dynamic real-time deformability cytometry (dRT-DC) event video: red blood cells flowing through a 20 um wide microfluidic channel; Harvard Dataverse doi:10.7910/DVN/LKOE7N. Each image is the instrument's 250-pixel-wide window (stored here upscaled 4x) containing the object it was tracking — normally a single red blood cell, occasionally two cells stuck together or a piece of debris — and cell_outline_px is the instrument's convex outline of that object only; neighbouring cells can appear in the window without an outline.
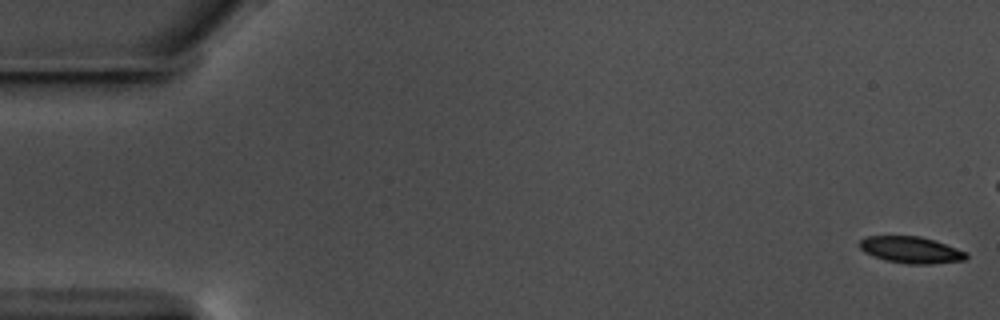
{"species": "common noctule bat (a hibernating species)", "species_latin": "Nyctalus noctula", "temperature_condition": "warm", "stored_images_in_passage": 59, "camera_frame_rate_fps": 3000, "um_per_image_px": 0.085, "animal": {"sex": "male", "body_mass_g": 17.5, "forearm_length_mm": 52.3}, "frame": {"image": 1, "passage_image": 1, "time_ms": 0.0, "image_size_px": [1000, 320], "cell_outline_px": [[968, 256], [964, 260], [932, 264], [908, 264], [888, 260], [872, 256], [864, 252], [860, 248], [860, 240], [868, 236], [920, 236], [968, 252]], "centroid_in_image_um": [77.43, 21.24], "position_along_channel_um": 7.6, "area_um2": 16.36}}
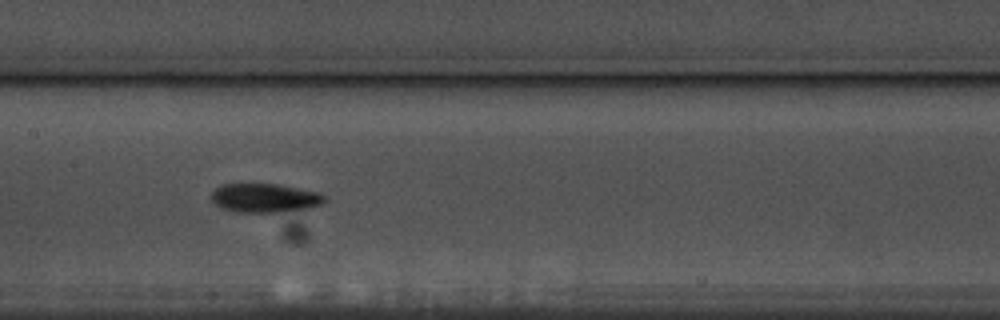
{"frame": {"image": 2, "passage_image": 29, "time_ms": 9.333, "image_size_px": [1000, 320], "cell_outline_px": [[324, 200], [320, 204], [308, 208], [272, 212], [236, 212], [220, 208], [212, 200], [212, 192], [220, 184], [276, 184], [320, 192], [324, 196]], "centroid_in_image_um": [22.46, 16.82], "position_along_channel_um": 184.9, "area_um2": 18.84}}
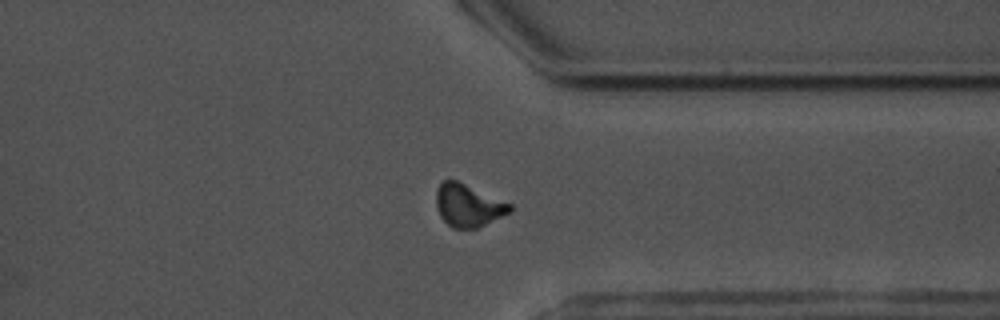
{"frame": {"image": 3, "passage_image": 45, "time_ms": 14.667, "image_size_px": [1000, 320], "cell_outline_px": [[512, 212], [476, 228], [452, 228], [440, 216], [436, 204], [436, 188], [444, 180], [456, 180], [512, 204]], "centroid_in_image_um": [39.8, 17.46], "position_along_channel_um": 371.6, "area_um2": 18.15}, "authors_computed_cell_mechanics": {"area_um2": 17.6868, "velocity_mm_per_s": 3.5421, "shape_relaxation_time_tau1_ms": 3.7031, "shape_relaxation_time_tau2_ms": 4.5225, "deformation_change_tau1": 0.1166, "deformation_change_tau2": 0.0974}}